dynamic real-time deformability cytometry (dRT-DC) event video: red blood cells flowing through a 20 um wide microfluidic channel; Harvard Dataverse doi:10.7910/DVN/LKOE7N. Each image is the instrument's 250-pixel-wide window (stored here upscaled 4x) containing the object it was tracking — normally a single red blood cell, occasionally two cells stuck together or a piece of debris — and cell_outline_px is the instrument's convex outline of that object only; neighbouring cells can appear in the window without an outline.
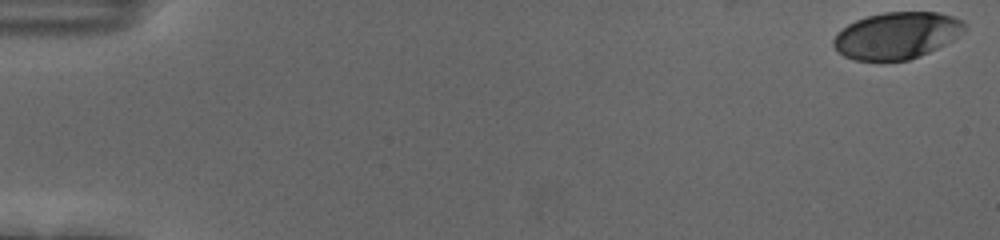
{"species": "human", "species_latin": "Homo sapiens", "temperature_condition": "cold", "stored_images_in_passage": 56, "camera_frame_rate_fps": 3000, "um_per_image_px": 0.085, "donor": {"sex": "female"}, "frame": {"image": 1, "passage_image": 1, "time_ms": 0.0, "image_size_px": [1000, 240], "cell_outline_px": [[968, 24], [964, 32], [952, 40], [920, 56], [908, 60], [880, 64], [856, 60], [844, 56], [836, 52], [832, 44], [832, 40], [836, 32], [848, 24], [856, 20], [868, 16], [884, 12], [936, 12], [952, 16], [964, 20]], "centroid_in_image_um": [76.19, 3.05], "position_along_channel_um": 8.8, "area_um2": 36.65}}
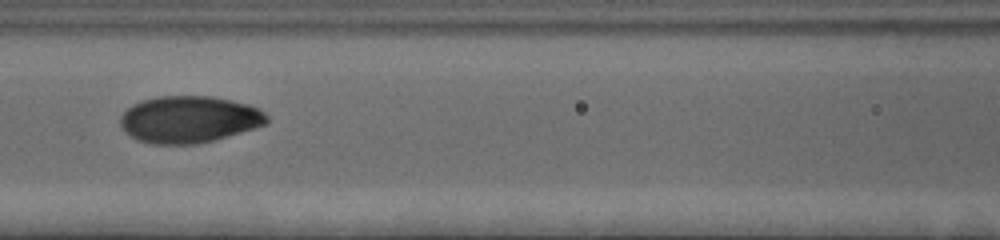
{"frame": {"image": 2, "passage_image": 26, "time_ms": 8.333, "image_size_px": [1000, 240], "cell_outline_px": [[268, 124], [256, 128], [212, 140], [196, 144], [152, 144], [136, 140], [124, 132], [120, 124], [120, 116], [132, 104], [144, 100], [160, 96], [212, 96], [232, 100], [248, 104], [264, 112], [268, 116]], "centroid_in_image_um": [16.06, 10.15], "position_along_channel_um": 150.5, "area_um2": 40.11}}
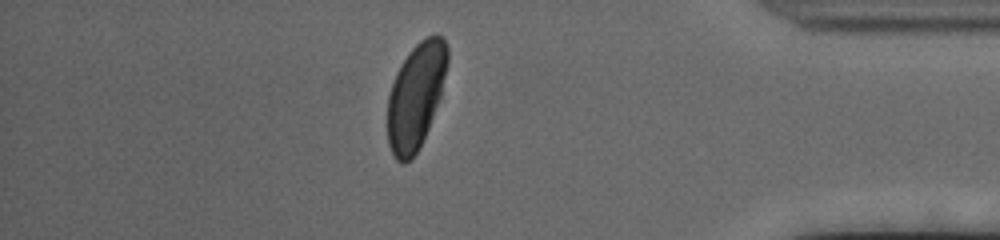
{"frame": {"image": 3, "passage_image": 49, "time_ms": 16.0, "image_size_px": [1000, 240], "cell_outline_px": [[448, 60], [440, 96], [428, 128], [412, 160], [404, 164], [400, 164], [396, 160], [388, 144], [388, 96], [396, 72], [400, 64], [408, 52], [420, 40], [428, 36], [444, 36], [448, 48]], "centroid_in_image_um": [35.33, 8.15], "position_along_channel_um": 399.9, "area_um2": 36.7}, "authors_computed_cell_mechanics": {"area_um2": 38.5815, "velocity_mm_per_s": 3.646, "shape_relaxation_time_tau1_ms": 2.7078, "shape_relaxation_time_tau2_ms": null, "deformation_change_tau1": 0.1585, "deformation_change_tau2": null}}